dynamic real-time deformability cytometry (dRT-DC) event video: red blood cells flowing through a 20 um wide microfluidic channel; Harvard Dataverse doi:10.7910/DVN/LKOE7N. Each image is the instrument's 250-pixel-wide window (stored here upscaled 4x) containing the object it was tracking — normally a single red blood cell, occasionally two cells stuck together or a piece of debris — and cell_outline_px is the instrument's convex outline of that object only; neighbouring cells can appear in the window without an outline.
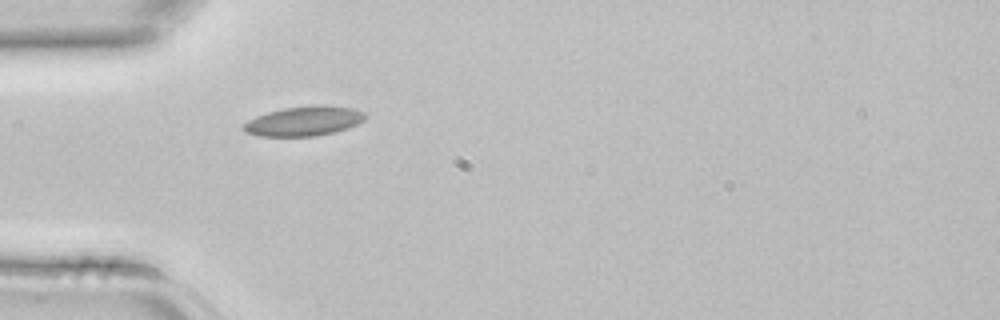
{"species": "common noctule bat (a hibernating species)", "species_latin": "Nyctalus noctula", "temperature_condition": "room temperature", "stored_images_in_passage": 1, "camera_frame_rate_fps": 3000, "um_per_image_px": 0.085, "animal": {"sex": "female", "body_mass_g": 22.7, "forearm_length_mm": 54.2}, "frame": {"image": 1, "passage_image": 1, "time_ms": 0.0, "image_size_px": [1000, 320], "cell_outline_px": [[368, 116], [364, 120], [348, 128], [316, 136], [260, 136], [244, 132], [244, 124], [248, 120], [256, 116], [268, 112], [284, 108], [352, 108], [368, 112]], "centroid_in_image_um": [25.82, 10.34], "position_along_channel_um": 59.2, "area_um2": 20.06}}